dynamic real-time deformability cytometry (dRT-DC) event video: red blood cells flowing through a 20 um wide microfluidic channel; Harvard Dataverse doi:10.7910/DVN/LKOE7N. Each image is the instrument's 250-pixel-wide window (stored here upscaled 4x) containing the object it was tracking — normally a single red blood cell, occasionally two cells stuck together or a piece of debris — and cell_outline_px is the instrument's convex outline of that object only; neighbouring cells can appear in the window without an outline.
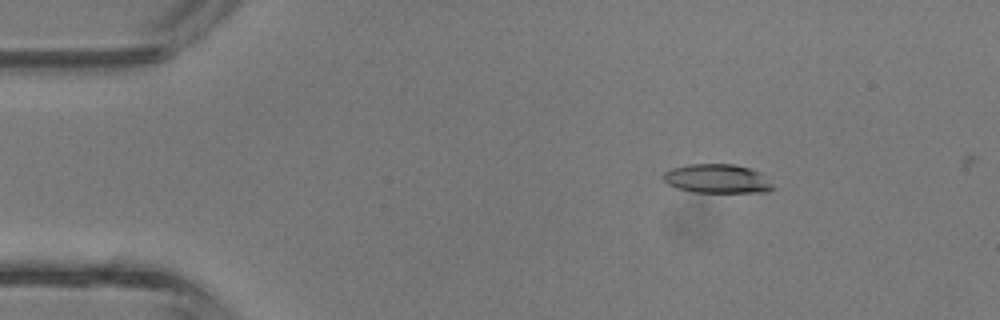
{"species": "common noctule bat (a hibernating species)", "species_latin": "Nyctalus noctula", "temperature_condition": "room temperature", "stored_images_in_passage": 12, "camera_frame_rate_fps": 3000, "um_per_image_px": 0.085, "animal": {"sex": "male", "body_mass_g": 13.3}, "frame": {"image": 1, "passage_image": 7, "time_ms": 2.0, "image_size_px": [1000, 320], "cell_outline_px": [[776, 188], [768, 192], [692, 192], [676, 188], [668, 184], [664, 180], [664, 172], [672, 168], [688, 164], [736, 164], [760, 172]], "centroid_in_image_um": [60.97, 15.19], "position_along_channel_um": 24.0, "area_um2": 18.55}}